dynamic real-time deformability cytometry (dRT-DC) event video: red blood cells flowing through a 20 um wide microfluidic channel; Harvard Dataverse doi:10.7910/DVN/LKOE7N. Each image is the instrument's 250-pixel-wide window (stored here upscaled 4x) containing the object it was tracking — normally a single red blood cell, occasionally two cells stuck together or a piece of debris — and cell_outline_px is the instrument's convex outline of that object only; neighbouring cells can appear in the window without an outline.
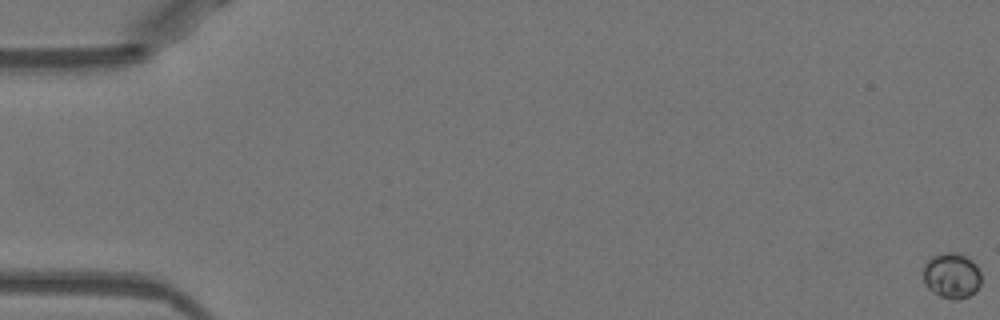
{"species": "Egyptian fruit bat (a non-hibernating species)", "species_latin": "Rousettus aegyptiacus", "temperature_condition": "warm", "stored_images_in_passage": 53, "camera_frame_rate_fps": 3000, "um_per_image_px": 0.085, "animal": {"sex": "female"}, "frame": {"image": 1, "passage_image": 1, "time_ms": 0.0, "image_size_px": [1000, 320], "cell_outline_px": [[980, 284], [976, 292], [968, 296], [956, 300], [940, 296], [932, 292], [924, 284], [924, 264], [932, 256], [944, 252], [956, 252], [972, 260], [976, 264], [980, 272]], "centroid_in_image_um": [80.89, 23.42], "position_along_channel_um": 4.1, "area_um2": 15.43}}
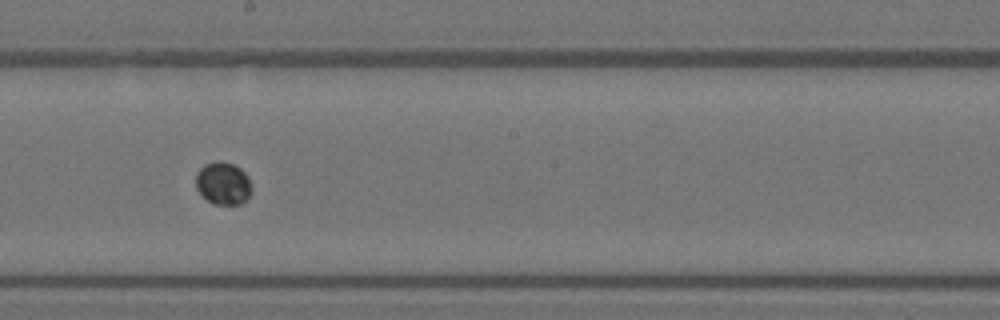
{"frame": {"image": 2, "passage_image": 31, "time_ms": 10.0, "image_size_px": [1000, 320], "cell_outline_px": [[252, 192], [248, 200], [240, 204], [212, 204], [196, 188], [196, 172], [204, 164], [216, 160], [220, 160], [232, 164], [240, 168], [248, 176], [252, 188]], "centroid_in_image_um": [18.98, 15.58], "position_along_channel_um": 229.2, "area_um2": 14.05}}
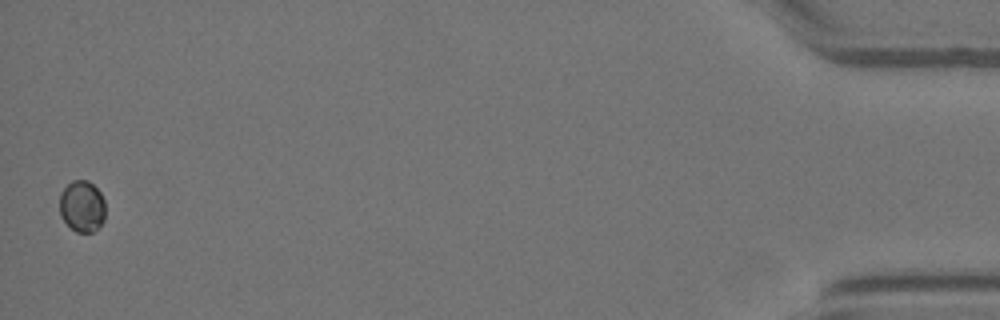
{"frame": {"image": 3, "passage_image": 53, "time_ms": 17.333, "image_size_px": [1000, 320], "cell_outline_px": [[104, 220], [92, 232], [76, 232], [60, 216], [60, 192], [72, 180], [88, 180], [100, 192], [104, 200]], "centroid_in_image_um": [6.96, 17.51], "position_along_channel_um": 428.2, "area_um2": 13.58}}